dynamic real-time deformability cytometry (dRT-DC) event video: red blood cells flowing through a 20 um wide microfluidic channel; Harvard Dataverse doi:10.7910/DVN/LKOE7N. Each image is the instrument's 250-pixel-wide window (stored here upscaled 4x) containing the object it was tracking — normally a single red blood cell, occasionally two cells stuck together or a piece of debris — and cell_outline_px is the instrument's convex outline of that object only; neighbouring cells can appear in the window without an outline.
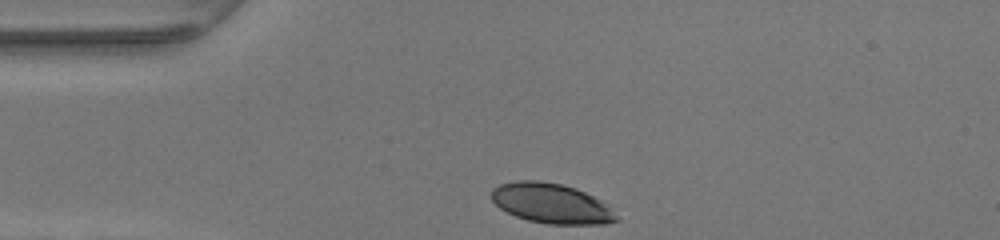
{"species": "human", "species_latin": "Homo sapiens", "temperature_condition": "warm", "stored_images_in_passage": 28, "camera_frame_rate_fps": 3000, "um_per_image_px": 0.085, "donor": {"sex": "female"}, "frame": {"image": 1, "passage_image": 1, "time_ms": 0.0, "image_size_px": [1000, 240], "cell_outline_px": [[620, 220], [604, 224], [548, 224], [528, 220], [516, 216], [500, 208], [492, 200], [492, 188], [500, 184], [516, 180], [540, 180], [560, 184], [576, 188], [600, 200]], "centroid_in_image_um": [46.82, 17.28], "position_along_channel_um": 38.2, "area_um2": 28.78}}
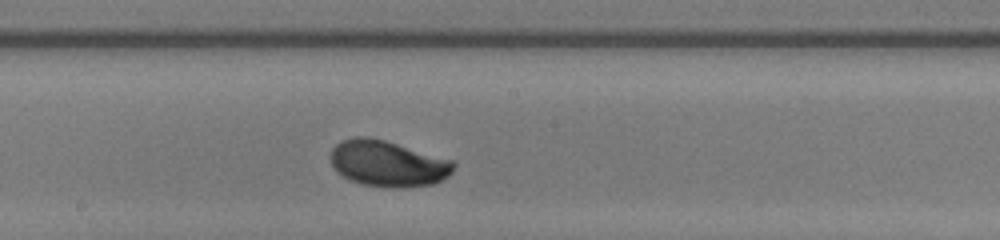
{"frame": {"image": 2, "passage_image": 16, "time_ms": 5.0, "image_size_px": [1000, 240], "cell_outline_px": [[456, 164], [452, 172], [448, 176], [432, 184], [396, 188], [384, 188], [364, 184], [352, 180], [344, 176], [332, 164], [332, 148], [340, 140], [356, 136], [368, 136], [384, 140], [456, 160]], "centroid_in_image_um": [33.02, 13.88], "position_along_channel_um": 215.2, "area_um2": 33.0}}
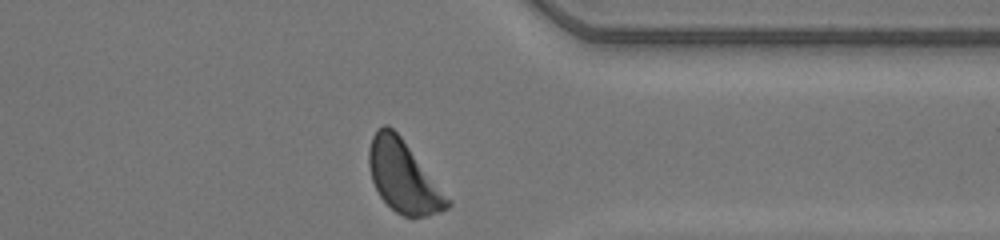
{"frame": {"image": 3, "passage_image": 28, "time_ms": 9.0, "image_size_px": [1000, 240], "cell_outline_px": [[452, 204], [448, 208], [440, 212], [428, 216], [404, 216], [396, 212], [380, 196], [372, 180], [368, 164], [368, 148], [372, 136], [376, 128], [384, 124], [388, 124], [400, 136], [452, 200]], "centroid_in_image_um": [34.29, 15.0], "position_along_channel_um": 377.1, "area_um2": 32.71}, "authors_computed_cell_mechanics": {"area_um2": 31.4432, "velocity_mm_per_s": 4.2184, "shape_relaxation_time_tau1_ms": 1.575, "shape_relaxation_time_tau2_ms": null, "deformation_change_tau1": 0.1026, "deformation_change_tau2": null}}